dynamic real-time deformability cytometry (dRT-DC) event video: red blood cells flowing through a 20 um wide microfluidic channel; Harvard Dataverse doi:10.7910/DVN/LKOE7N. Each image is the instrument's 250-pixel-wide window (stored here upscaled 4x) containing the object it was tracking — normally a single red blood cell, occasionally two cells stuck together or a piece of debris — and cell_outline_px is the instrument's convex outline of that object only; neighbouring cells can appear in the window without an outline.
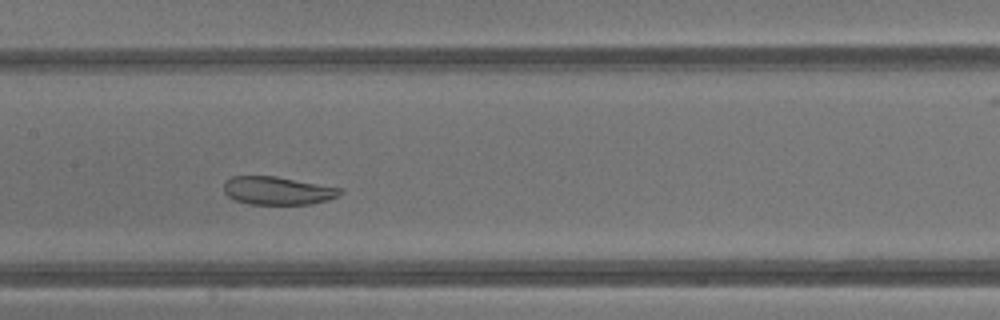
{"species": "common noctule bat (a hibernating species)", "species_latin": "Nyctalus noctula", "temperature_condition": "warm", "stored_images_in_passage": 38, "camera_frame_rate_fps": 3000, "um_per_image_px": 0.085, "animal": {"sex": "male", "body_mass_g": 13.3}, "frame": {"image": 1, "passage_image": 16, "time_ms": 5.0, "image_size_px": [1000, 320], "cell_outline_px": [[344, 192], [328, 200], [312, 204], [248, 204], [236, 200], [228, 196], [224, 192], [224, 184], [232, 176], [276, 176], [340, 188]], "centroid_in_image_um": [23.59, 16.21], "position_along_channel_um": 183.8, "area_um2": 18.9}}
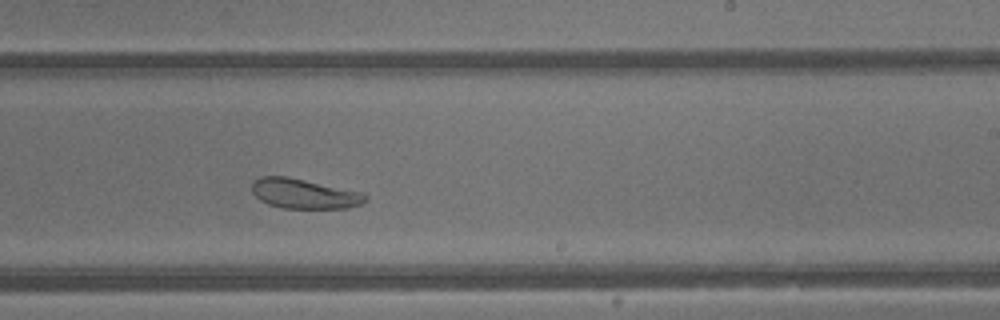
{"frame": {"image": 2, "passage_image": 21, "time_ms": 6.667, "image_size_px": [1000, 320], "cell_outline_px": [[368, 200], [360, 204], [348, 208], [284, 208], [268, 204], [260, 200], [252, 192], [252, 184], [260, 176], [288, 176], [364, 192], [368, 196]], "centroid_in_image_um": [25.89, 16.46], "position_along_channel_um": 263.1, "area_um2": 19.88}}
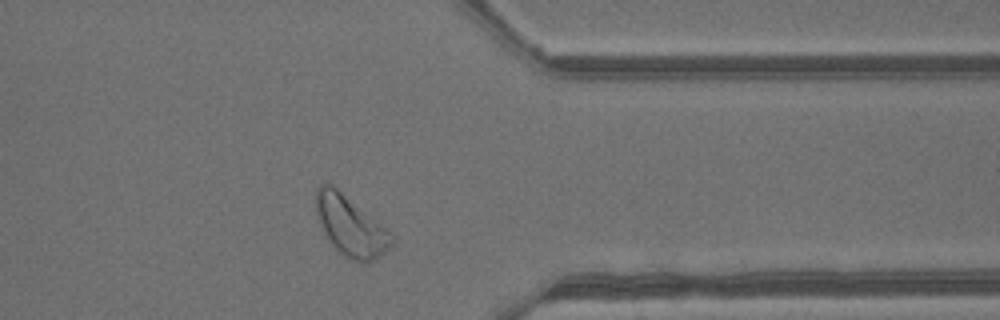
{"frame": {"image": 3, "passage_image": 29, "time_ms": 9.333, "image_size_px": [1000, 320], "cell_outline_px": [[396, 240], [376, 260], [364, 264], [352, 260], [344, 256], [328, 240], [320, 224], [316, 208], [316, 188], [320, 184], [332, 184], [392, 232]], "centroid_in_image_um": [29.83, 19.23], "position_along_channel_um": 381.6, "area_um2": 26.47}, "authors_computed_cell_mechanics": {"area_um2": 26.0967, "velocity_mm_per_s": 4.7862, "shape_relaxation_time_tau1_ms": 2.3559, "shape_relaxation_time_tau2_ms": null, "deformation_change_tau1": 0.0952, "deformation_change_tau2": null}}